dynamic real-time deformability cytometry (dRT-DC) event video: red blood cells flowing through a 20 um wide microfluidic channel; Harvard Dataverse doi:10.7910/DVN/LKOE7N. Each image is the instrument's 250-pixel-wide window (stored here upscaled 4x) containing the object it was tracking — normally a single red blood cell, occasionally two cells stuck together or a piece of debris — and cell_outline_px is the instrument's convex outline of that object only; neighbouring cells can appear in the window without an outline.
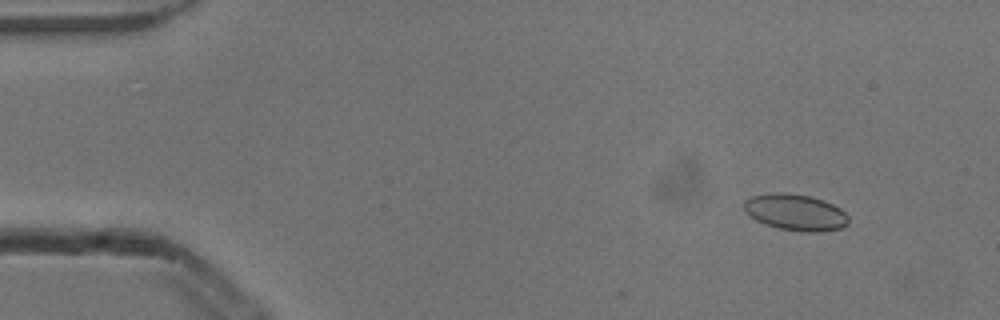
{"species": "common noctule bat (a hibernating species)", "species_latin": "Nyctalus noctula", "temperature_condition": "cold", "stored_images_in_passage": 5, "camera_frame_rate_fps": 3000, "um_per_image_px": 0.085, "animal": {"sex": "male", "body_mass_g": 13.3}, "frame": {"image": 1, "passage_image": 2, "time_ms": 0.333, "image_size_px": [1000, 320], "cell_outline_px": [[848, 224], [840, 228], [820, 232], [804, 232], [780, 228], [764, 224], [748, 216], [744, 208], [744, 200], [752, 196], [772, 192], [788, 192], [808, 196], [824, 200], [840, 208], [848, 216]], "centroid_in_image_um": [67.59, 18.04], "position_along_channel_um": 17.4, "area_um2": 22.25}}
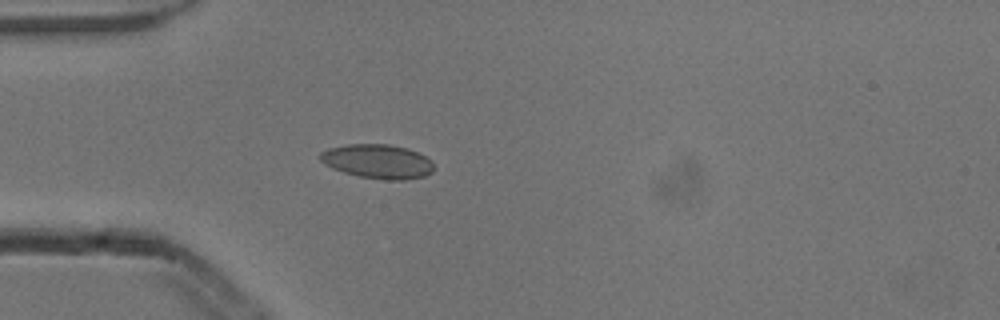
{"frame": {"image": 2, "passage_image": 5, "time_ms": 1.333, "image_size_px": [1000, 320], "cell_outline_px": [[432, 172], [424, 176], [404, 180], [384, 180], [360, 176], [344, 172], [332, 168], [324, 164], [320, 160], [320, 152], [328, 148], [348, 144], [388, 144], [404, 148], [416, 152], [432, 160]], "centroid_in_image_um": [32.07, 13.72], "position_along_channel_um": 52.9, "area_um2": 22.48}}